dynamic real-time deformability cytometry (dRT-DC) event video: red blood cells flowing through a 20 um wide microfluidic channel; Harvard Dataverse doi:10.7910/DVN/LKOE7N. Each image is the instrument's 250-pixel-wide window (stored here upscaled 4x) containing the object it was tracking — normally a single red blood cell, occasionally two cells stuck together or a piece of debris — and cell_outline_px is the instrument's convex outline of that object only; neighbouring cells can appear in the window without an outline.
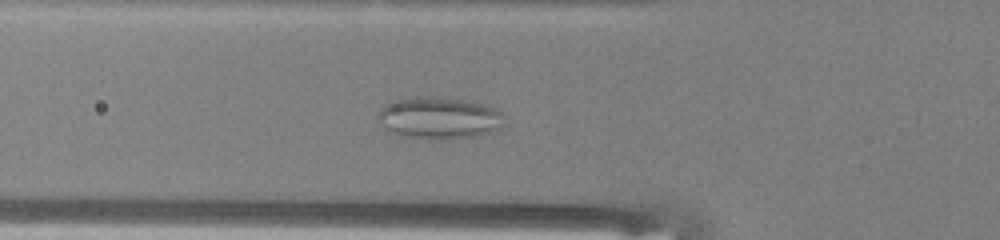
{"species": "common noctule bat (a hibernating species)", "species_latin": "Nyctalus noctula", "temperature_condition": "warm", "stored_images_in_passage": 8, "camera_frame_rate_fps": 3000, "um_per_image_px": 0.085, "animal": {"sex": "male", "body_mass_g": 13.0, "forearm_length_mm": 53.1}, "frame": {"image": 1, "passage_image": 5, "time_ms": 1.333, "image_size_px": [1000, 240], "cell_outline_px": [[500, 112], [496, 128], [488, 132], [476, 136], [440, 140], [428, 140], [400, 136], [388, 132], [380, 124], [376, 112], [380, 108], [388, 104], [400, 100], [416, 96], [436, 96], [488, 104], [496, 108]], "centroid_in_image_um": [37.2, 10.04], "position_along_channel_um": 88.6, "area_um2": 30.75}}